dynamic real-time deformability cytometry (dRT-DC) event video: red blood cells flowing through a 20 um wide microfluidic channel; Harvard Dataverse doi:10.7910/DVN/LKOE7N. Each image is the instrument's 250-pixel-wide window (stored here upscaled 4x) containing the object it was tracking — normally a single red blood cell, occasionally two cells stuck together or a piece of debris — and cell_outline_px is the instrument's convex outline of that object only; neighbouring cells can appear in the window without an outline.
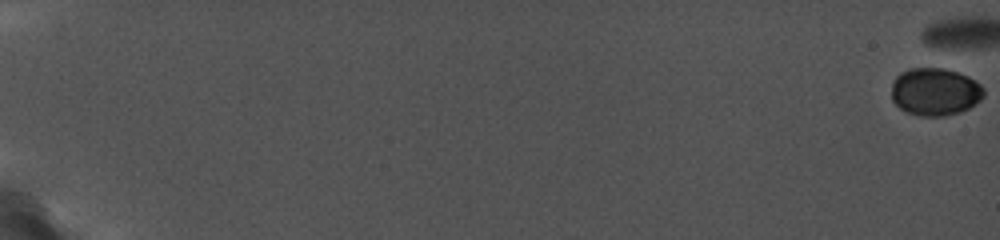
{"species": "common noctule bat (a hibernating species)", "species_latin": "Nyctalus noctula", "temperature_condition": "cold", "stored_images_in_passage": 15, "camera_frame_rate_fps": 5000, "um_per_image_px": 0.085, "animal": {"sex": "female", "body_mass_g": 19.0, "forearm_length_mm": 56.7}, "frame": {"image": 1, "passage_image": 1, "time_ms": 0.0, "image_size_px": [1000, 240], "cell_outline_px": [[984, 96], [980, 100], [968, 108], [956, 112], [940, 116], [920, 116], [908, 112], [900, 108], [892, 100], [892, 80], [900, 72], [912, 68], [940, 68], [956, 72], [968, 76], [980, 84], [984, 88]], "centroid_in_image_um": [79.46, 7.78], "position_along_channel_um": 5.5, "area_um2": 25.43}}